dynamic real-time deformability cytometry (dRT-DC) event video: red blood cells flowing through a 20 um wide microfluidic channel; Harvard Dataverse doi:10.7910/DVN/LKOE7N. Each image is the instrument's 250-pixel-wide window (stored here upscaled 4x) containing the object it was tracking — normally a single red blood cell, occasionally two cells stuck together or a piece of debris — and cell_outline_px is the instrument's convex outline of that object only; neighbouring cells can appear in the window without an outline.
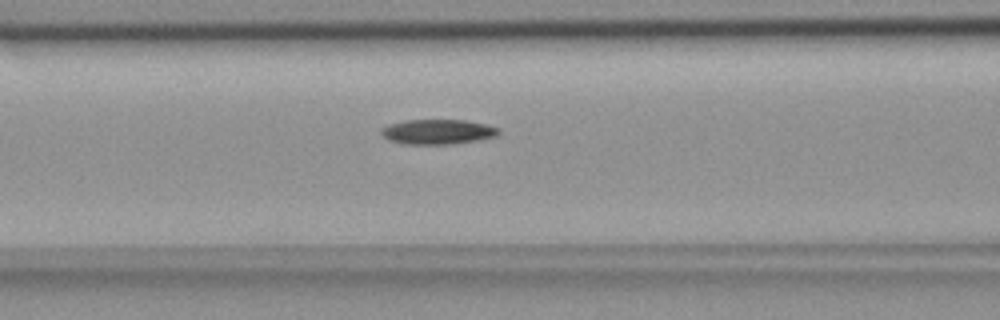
{"species": "common noctule bat (a hibernating species)", "species_latin": "Nyctalus noctula", "temperature_condition": "room temperature", "stored_images_in_passage": 30, "camera_frame_rate_fps": 3000, "um_per_image_px": 0.085, "animal": {"sex": "female", "body_mass_g": 18.4}, "frame": {"image": 1, "passage_image": 8, "time_ms": 2.333, "image_size_px": [1000, 320], "cell_outline_px": [[500, 132], [496, 136], [476, 140], [452, 144], [404, 144], [388, 140], [380, 132], [388, 124], [408, 120], [464, 120], [484, 124], [500, 128]], "centroid_in_image_um": [37.21, 11.2], "position_along_channel_um": 129.4, "area_um2": 16.88}}
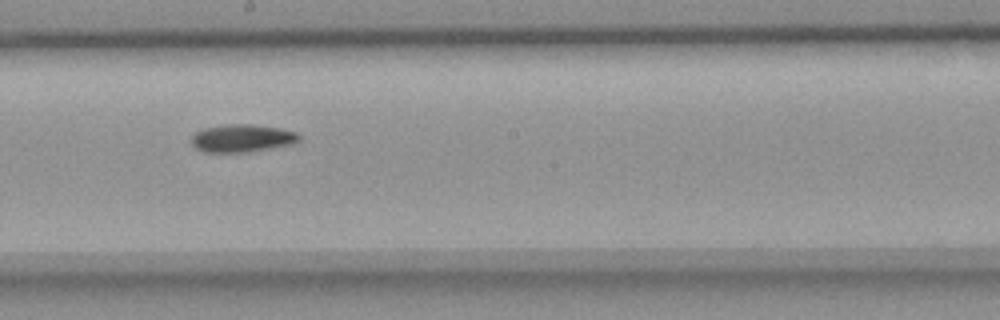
{"frame": {"image": 2, "passage_image": 16, "time_ms": 5.0, "image_size_px": [1000, 320], "cell_outline_px": [[300, 140], [292, 144], [248, 152], [204, 152], [196, 148], [192, 144], [192, 136], [196, 132], [204, 128], [228, 124], [252, 124], [280, 128], [296, 132], [300, 136]], "centroid_in_image_um": [20.59, 11.75], "position_along_channel_um": 227.6, "area_um2": 17.34}}
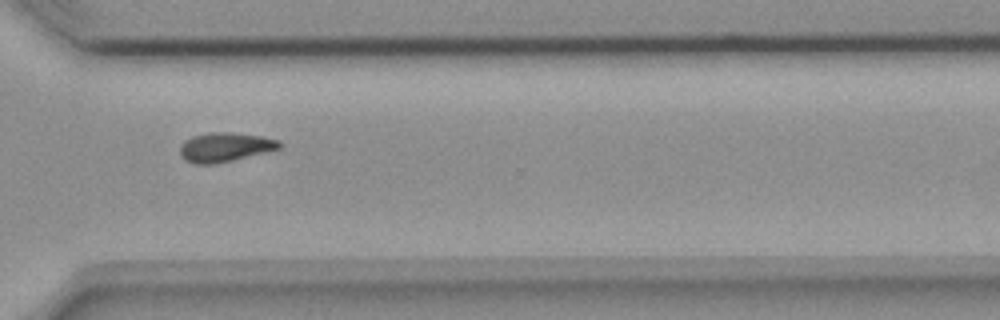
{"frame": {"image": 3, "passage_image": 26, "time_ms": 8.333, "image_size_px": [1000, 320], "cell_outline_px": [[284, 144], [280, 148], [268, 152], [232, 160], [212, 164], [196, 164], [184, 160], [180, 156], [180, 144], [184, 140], [192, 136], [208, 132], [232, 132], [260, 136], [280, 140]], "centroid_in_image_um": [19.12, 12.5], "position_along_channel_um": 351.5, "area_um2": 17.17}, "authors_computed_cell_mechanics": {"area_um2": 16.9643, "velocity_mm_per_s": 3.7024, "shape_relaxation_time_tau1_ms": 8.5919, "shape_relaxation_time_tau2_ms": null, "deformation_change_tau1": 0.1892, "deformation_change_tau2": null}}